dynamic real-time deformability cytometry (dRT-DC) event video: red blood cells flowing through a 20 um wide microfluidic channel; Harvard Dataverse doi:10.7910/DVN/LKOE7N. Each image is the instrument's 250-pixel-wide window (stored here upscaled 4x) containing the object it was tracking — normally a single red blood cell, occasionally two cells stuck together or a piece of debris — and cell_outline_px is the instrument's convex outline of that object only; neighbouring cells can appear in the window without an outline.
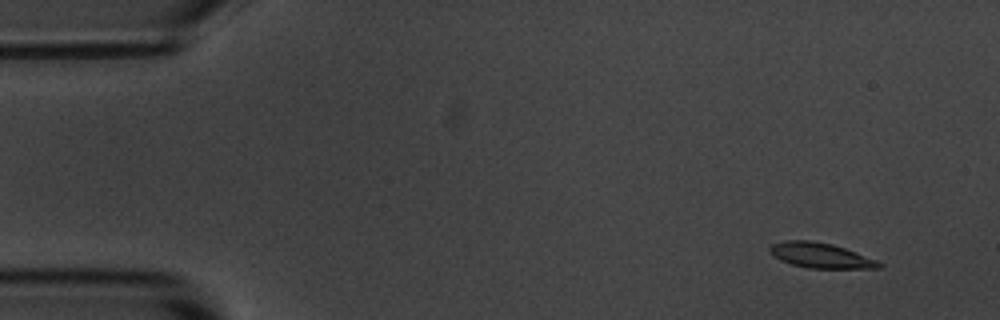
{"species": "common noctule bat (a hibernating species)", "species_latin": "Nyctalus noctula", "temperature_condition": "room temperature", "stored_images_in_passage": 4, "camera_frame_rate_fps": 3000, "um_per_image_px": 0.085, "animal": {"sex": "male", "body_mass_g": 20.1, "forearm_length_mm": 53.5}, "frame": {"image": 1, "passage_image": 1, "time_ms": 0.0, "image_size_px": [1000, 320], "cell_outline_px": [[884, 268], [808, 268], [792, 264], [780, 260], [768, 252], [768, 248], [772, 244], [784, 240], [808, 240], [832, 244], [856, 252], [876, 260], [884, 264]], "centroid_in_image_um": [69.74, 21.71], "position_along_channel_um": 15.3, "area_um2": 16.01}}
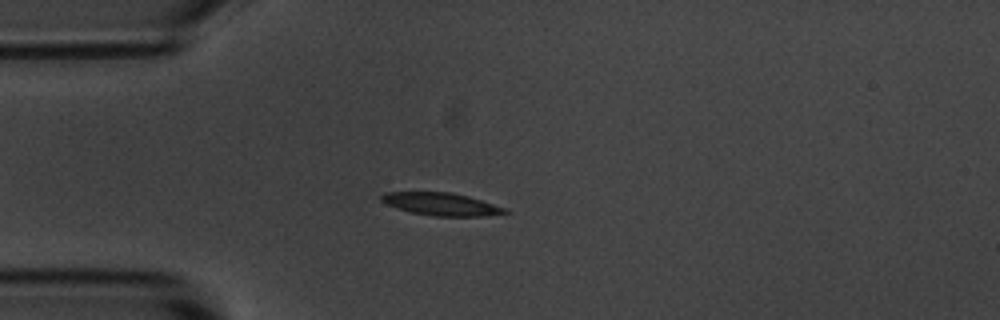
{"frame": {"image": 2, "passage_image": 4, "time_ms": 3.333, "image_size_px": [1000, 320], "cell_outline_px": [[512, 212], [488, 216], [432, 216], [412, 212], [396, 208], [380, 200], [380, 196], [384, 192], [452, 192], [468, 196], [504, 208]], "centroid_in_image_um": [37.5, 17.35], "position_along_channel_um": 47.5, "area_um2": 16.24}}